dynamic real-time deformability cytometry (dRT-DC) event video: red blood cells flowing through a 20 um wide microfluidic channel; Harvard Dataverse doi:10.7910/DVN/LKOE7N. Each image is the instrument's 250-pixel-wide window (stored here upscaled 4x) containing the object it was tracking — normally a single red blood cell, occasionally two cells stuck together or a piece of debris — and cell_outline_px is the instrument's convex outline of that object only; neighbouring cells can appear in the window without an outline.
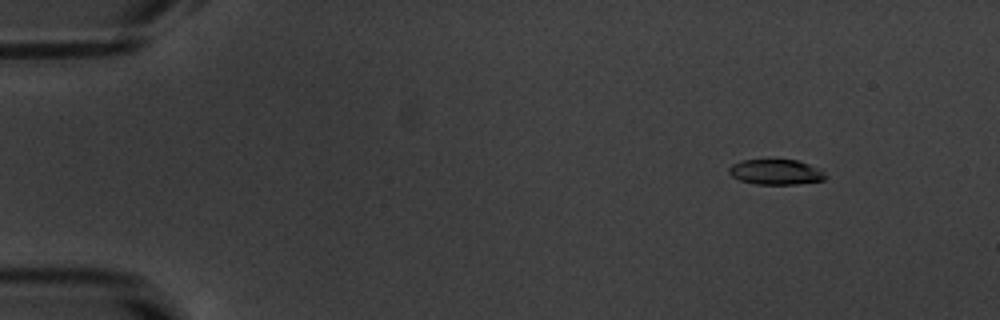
{"species": "common noctule bat (a hibernating species)", "species_latin": "Nyctalus noctula", "temperature_condition": "warm", "stored_images_in_passage": 13, "camera_frame_rate_fps": 3000, "um_per_image_px": 0.085, "animal": {"sex": "male", "body_mass_g": 20.1, "forearm_length_mm": 53.5}, "frame": {"image": 1, "passage_image": 6, "time_ms": 1.667, "image_size_px": [1000, 320], "cell_outline_px": [[828, 176], [824, 180], [796, 184], [756, 184], [740, 180], [732, 176], [728, 172], [728, 168], [732, 164], [740, 160], [796, 160], [820, 168]], "centroid_in_image_um": [65.95, 14.62], "position_along_channel_um": 19.0, "area_um2": 14.22}}